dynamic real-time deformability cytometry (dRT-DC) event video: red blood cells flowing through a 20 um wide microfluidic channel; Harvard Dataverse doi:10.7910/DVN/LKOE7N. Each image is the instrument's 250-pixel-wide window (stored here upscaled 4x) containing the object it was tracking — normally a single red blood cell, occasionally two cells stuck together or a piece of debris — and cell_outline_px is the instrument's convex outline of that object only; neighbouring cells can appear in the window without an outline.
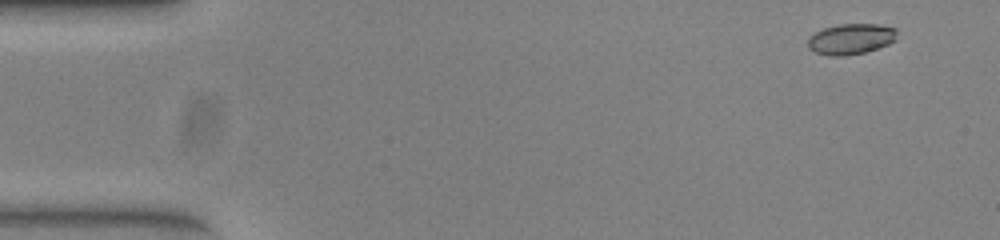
{"species": "common noctule bat (a hibernating species)", "species_latin": "Nyctalus noctula", "temperature_condition": "warm", "stored_images_in_passage": 51, "camera_frame_rate_fps": 3000, "um_per_image_px": 0.085, "animal": {"sex": "female", "body_mass_g": 23.0, "forearm_length_mm": 53.4}, "frame": {"image": 1, "passage_image": 2, "time_ms": 0.333, "image_size_px": [1000, 240], "cell_outline_px": [[896, 40], [888, 44], [864, 52], [844, 56], [828, 56], [816, 52], [808, 48], [808, 40], [816, 32], [824, 28], [840, 24], [880, 24], [896, 28]], "centroid_in_image_um": [72.34, 3.31], "position_along_channel_um": 12.7, "area_um2": 15.84}}
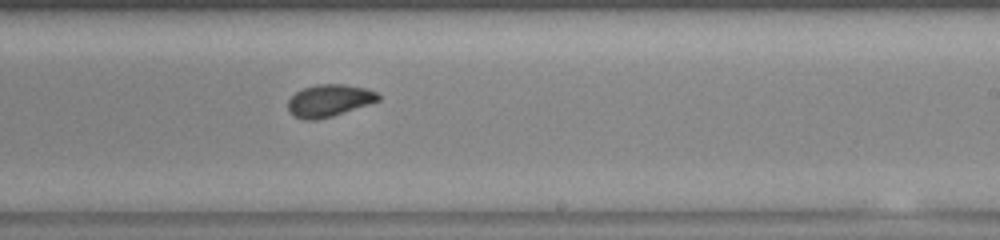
{"frame": {"image": 2, "passage_image": 30, "time_ms": 9.667, "image_size_px": [1000, 240], "cell_outline_px": [[380, 100], [332, 116], [316, 120], [304, 120], [292, 116], [288, 112], [288, 100], [296, 92], [304, 88], [316, 84], [344, 84], [364, 88], [376, 92], [380, 96]], "centroid_in_image_um": [27.93, 8.55], "position_along_channel_um": 261.1, "area_um2": 16.88}}
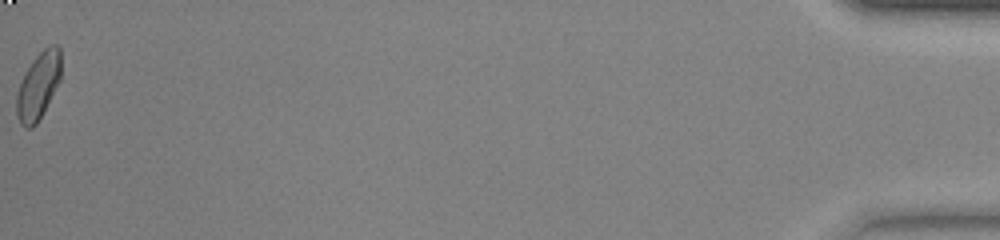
{"frame": {"image": 3, "passage_image": 51, "time_ms": 16.667, "image_size_px": [1000, 240], "cell_outline_px": [[60, 80], [36, 124], [32, 128], [24, 128], [20, 124], [16, 112], [16, 96], [24, 72], [32, 60], [44, 48], [52, 44], [56, 44], [60, 48]], "centroid_in_image_um": [3.24, 7.29], "position_along_channel_um": 432.0, "area_um2": 17.17}, "authors_computed_cell_mechanics": {"area_um2": 16.8776, "velocity_mm_per_s": 3.9433, "shape_relaxation_time_tau1_ms": 4.3301, "shape_relaxation_time_tau2_ms": 1.9022, "deformation_change_tau1": 0.1212, "deformation_change_tau2": 0.054}}